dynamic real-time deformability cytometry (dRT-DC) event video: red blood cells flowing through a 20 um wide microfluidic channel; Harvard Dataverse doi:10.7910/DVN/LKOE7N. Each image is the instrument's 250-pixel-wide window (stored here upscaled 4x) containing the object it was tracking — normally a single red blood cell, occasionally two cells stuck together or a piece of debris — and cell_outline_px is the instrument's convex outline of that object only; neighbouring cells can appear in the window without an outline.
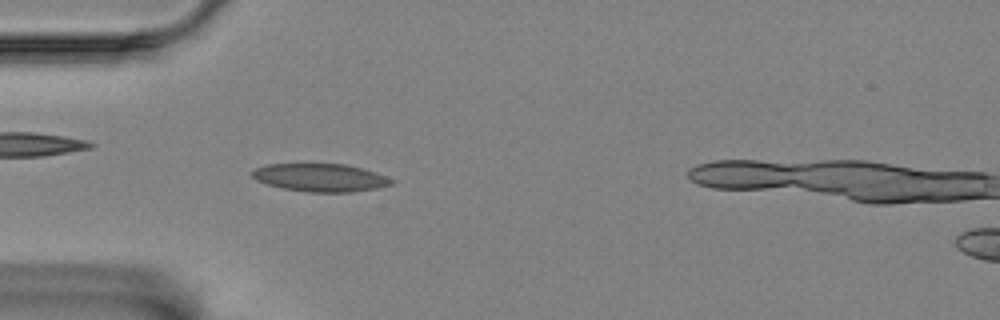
{"species": "Egyptian fruit bat (a non-hibernating species)", "species_latin": "Rousettus aegyptiacus", "temperature_condition": "room temperature", "stored_images_in_passage": 41, "camera_frame_rate_fps": 3000, "um_per_image_px": 0.085, "animal": {"sex": "female"}, "frame": {"image": 1, "passage_image": 5, "time_ms": 1.333, "image_size_px": [1000, 320], "cell_outline_px": [[396, 180], [392, 184], [376, 188], [352, 192], [308, 192], [284, 188], [264, 184], [256, 180], [248, 172], [264, 164], [348, 164], [364, 168], [388, 176]], "centroid_in_image_um": [27.23, 15.09], "position_along_channel_um": 57.8, "area_um2": 23.0}}
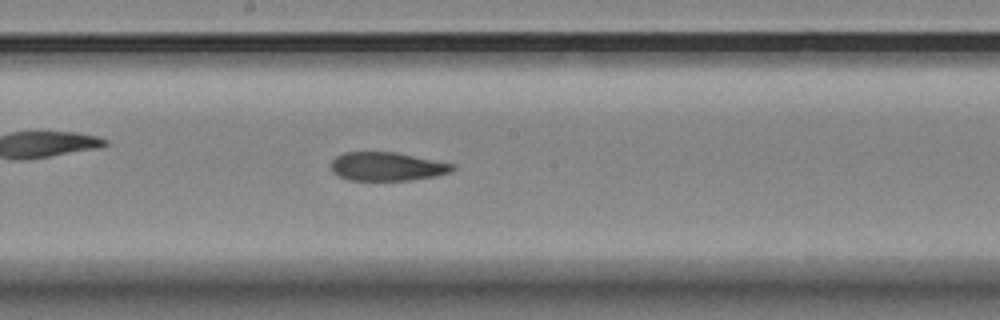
{"frame": {"image": 2, "passage_image": 19, "time_ms": 6.0, "image_size_px": [1000, 320], "cell_outline_px": [[456, 168], [452, 172], [436, 176], [412, 180], [348, 180], [332, 172], [332, 160], [336, 156], [344, 152], [396, 152], [456, 164]], "centroid_in_image_um": [32.95, 14.15], "position_along_channel_um": 215.3, "area_um2": 20.4}}
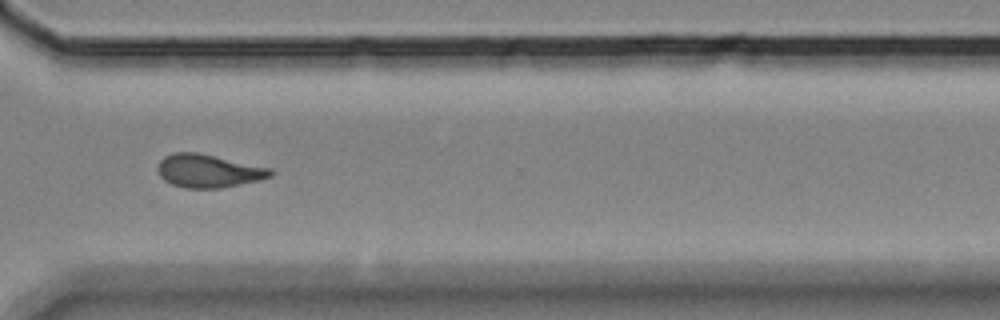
{"frame": {"image": 3, "passage_image": 31, "time_ms": 10.0, "image_size_px": [1000, 320], "cell_outline_px": [[272, 176], [260, 180], [220, 188], [184, 188], [172, 184], [164, 180], [160, 176], [156, 168], [160, 160], [164, 156], [176, 152], [196, 152], [272, 168]], "centroid_in_image_um": [17.7, 14.53], "position_along_channel_um": 352.9, "area_um2": 21.79}}